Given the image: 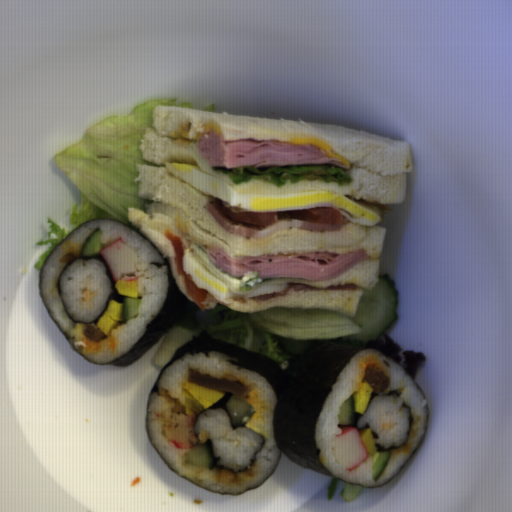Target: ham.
<instances>
[{
	"mask_svg": "<svg viewBox=\"0 0 512 512\" xmlns=\"http://www.w3.org/2000/svg\"><path fill=\"white\" fill-rule=\"evenodd\" d=\"M211 262L233 277L257 271L260 278L294 277L322 281L338 276L354 264L371 258L365 248L335 253L320 250L308 253H269L231 258L217 245H200Z\"/></svg>",
	"mask_w": 512,
	"mask_h": 512,
	"instance_id": "obj_1",
	"label": "ham"
},
{
	"mask_svg": "<svg viewBox=\"0 0 512 512\" xmlns=\"http://www.w3.org/2000/svg\"><path fill=\"white\" fill-rule=\"evenodd\" d=\"M195 146L200 156L211 167L232 169L243 166L284 167L287 164H334L350 169L339 158L312 144L294 145L277 139H226L213 128L197 139Z\"/></svg>",
	"mask_w": 512,
	"mask_h": 512,
	"instance_id": "obj_2",
	"label": "ham"
},
{
	"mask_svg": "<svg viewBox=\"0 0 512 512\" xmlns=\"http://www.w3.org/2000/svg\"><path fill=\"white\" fill-rule=\"evenodd\" d=\"M206 209L211 216L225 229L254 240H262L280 230L301 229L317 232H335L341 230L344 224L310 223L303 220L285 218L268 226H257L236 221L224 214L212 202H207Z\"/></svg>",
	"mask_w": 512,
	"mask_h": 512,
	"instance_id": "obj_3",
	"label": "ham"
},
{
	"mask_svg": "<svg viewBox=\"0 0 512 512\" xmlns=\"http://www.w3.org/2000/svg\"><path fill=\"white\" fill-rule=\"evenodd\" d=\"M187 375L190 384L222 392V394L239 397L242 395L243 385L233 381L221 379L192 369L188 370Z\"/></svg>",
	"mask_w": 512,
	"mask_h": 512,
	"instance_id": "obj_4",
	"label": "ham"
},
{
	"mask_svg": "<svg viewBox=\"0 0 512 512\" xmlns=\"http://www.w3.org/2000/svg\"><path fill=\"white\" fill-rule=\"evenodd\" d=\"M289 290H294L295 292L296 291H345V290H358V287H357L356 283H353V282H349L346 284L338 283L337 285L333 284L331 286H328L327 288H315L312 285L304 283V282H291L286 285V289L282 292H276V293L255 296V297H252L249 299H251V301L264 302L273 297H284L285 295L288 294Z\"/></svg>",
	"mask_w": 512,
	"mask_h": 512,
	"instance_id": "obj_5",
	"label": "ham"
},
{
	"mask_svg": "<svg viewBox=\"0 0 512 512\" xmlns=\"http://www.w3.org/2000/svg\"><path fill=\"white\" fill-rule=\"evenodd\" d=\"M363 383H366L370 386L371 393L380 394L389 388L390 377L383 368L373 365L366 368L364 372Z\"/></svg>",
	"mask_w": 512,
	"mask_h": 512,
	"instance_id": "obj_6",
	"label": "ham"
},
{
	"mask_svg": "<svg viewBox=\"0 0 512 512\" xmlns=\"http://www.w3.org/2000/svg\"><path fill=\"white\" fill-rule=\"evenodd\" d=\"M82 334L84 337L89 339H93L96 341H100L106 337L107 334L103 333L101 330L97 328V325L85 324L82 329Z\"/></svg>",
	"mask_w": 512,
	"mask_h": 512,
	"instance_id": "obj_7",
	"label": "ham"
},
{
	"mask_svg": "<svg viewBox=\"0 0 512 512\" xmlns=\"http://www.w3.org/2000/svg\"><path fill=\"white\" fill-rule=\"evenodd\" d=\"M206 290H207V292H206V299H205L204 301H201V303H202L204 306H205V305H207V304H208V303H210V302H218V303H221V304H223V305H225V306H229V305H230V304H227V303H225V302H223V301H219V300H217V299L215 298V296H214V295H212V294L209 292V290H208V289H206Z\"/></svg>",
	"mask_w": 512,
	"mask_h": 512,
	"instance_id": "obj_8",
	"label": "ham"
}]
</instances>
